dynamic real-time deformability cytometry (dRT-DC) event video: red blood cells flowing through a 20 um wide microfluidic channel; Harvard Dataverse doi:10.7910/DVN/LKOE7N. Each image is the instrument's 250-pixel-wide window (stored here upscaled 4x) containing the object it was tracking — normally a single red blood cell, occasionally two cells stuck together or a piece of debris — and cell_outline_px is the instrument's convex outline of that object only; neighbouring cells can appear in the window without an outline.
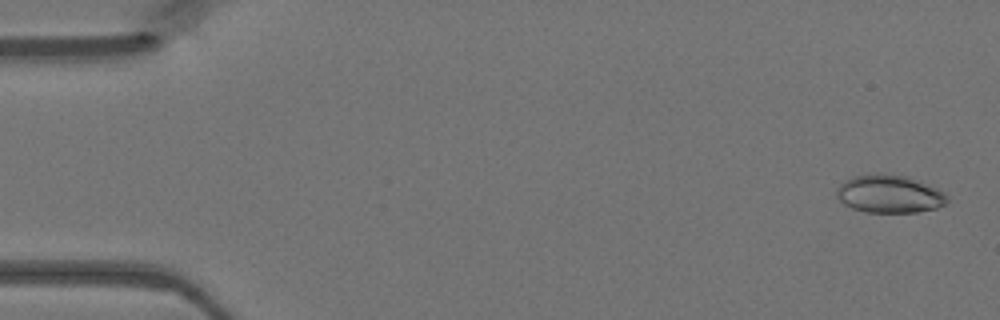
{"species": "Egyptian fruit bat (a non-hibernating species)", "species_latin": "Rousettus aegyptiacus", "temperature_condition": "warm", "stored_images_in_passage": 48, "camera_frame_rate_fps": 3000, "um_per_image_px": 0.085, "animal": {"sex": "female"}, "frame": {"image": 1, "passage_image": 2, "time_ms": 0.333, "image_size_px": [1000, 320], "cell_outline_px": [[948, 200], [944, 204], [936, 208], [916, 212], [864, 212], [852, 208], [844, 204], [836, 196], [836, 188], [840, 184], [856, 176], [876, 172], [880, 172], [908, 176], [936, 188], [944, 192], [948, 196]], "centroid_in_image_um": [75.59, 16.48], "position_along_channel_um": 9.4, "area_um2": 24.51}}
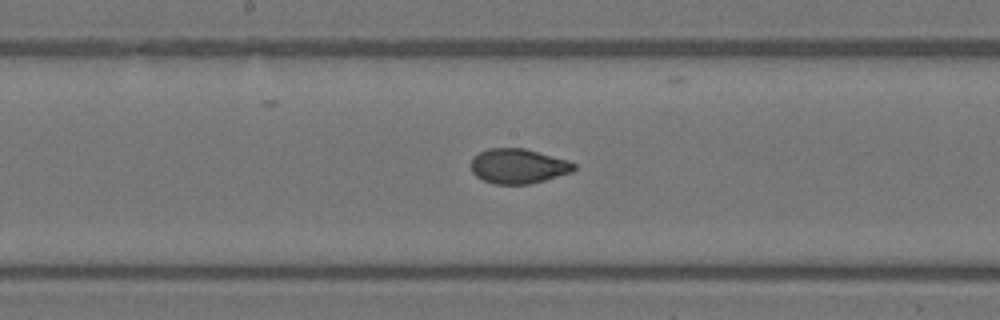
{"frame": {"image": 2, "passage_image": 25, "time_ms": 8.0, "image_size_px": [1000, 320], "cell_outline_px": [[576, 168], [572, 172], [544, 180], [528, 184], [492, 184], [476, 176], [472, 172], [472, 156], [488, 148], [524, 148], [568, 160], [576, 164]], "centroid_in_image_um": [44.04, 14.12], "position_along_channel_um": 204.2, "area_um2": 20.87}}
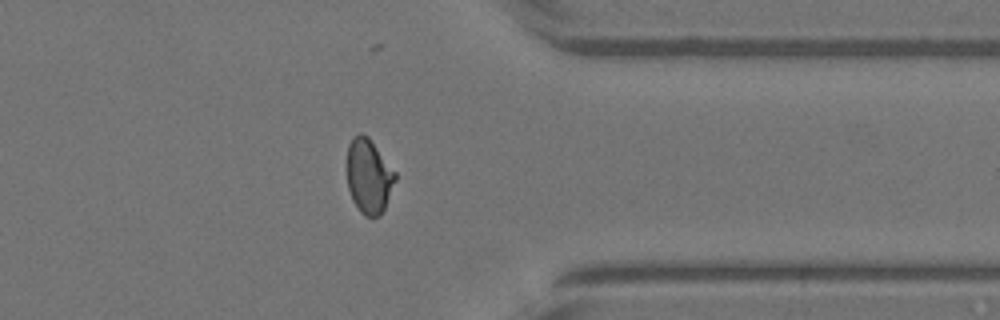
{"frame": {"image": 3, "passage_image": 38, "time_ms": 12.333, "image_size_px": [1000, 320], "cell_outline_px": [[396, 180], [384, 208], [380, 216], [364, 216], [360, 212], [352, 200], [348, 188], [348, 144], [352, 136], [360, 132], [368, 136], [396, 172]], "centroid_in_image_um": [31.35, 14.96], "position_along_channel_um": 380.1, "area_um2": 20.92}}